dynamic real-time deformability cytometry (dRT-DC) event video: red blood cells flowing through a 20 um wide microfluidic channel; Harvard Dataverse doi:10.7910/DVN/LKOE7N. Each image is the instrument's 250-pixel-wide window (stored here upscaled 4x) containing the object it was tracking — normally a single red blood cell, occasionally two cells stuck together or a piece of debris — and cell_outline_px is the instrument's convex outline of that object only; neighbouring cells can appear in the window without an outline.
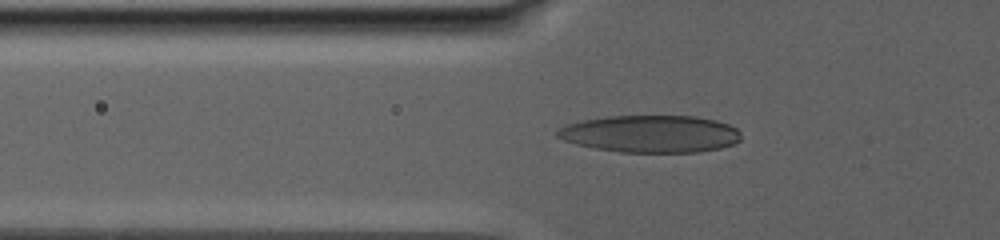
{"species": "human", "species_latin": "Homo sapiens", "temperature_condition": "warm", "stored_images_in_passage": 14, "camera_frame_rate_fps": 3000, "um_per_image_px": 0.085, "donor": {"sex": "male"}, "frame": {"image": 1, "passage_image": 2, "time_ms": 0.667, "image_size_px": [1000, 240], "cell_outline_px": [[740, 140], [732, 144], [720, 148], [696, 152], [620, 152], [596, 148], [576, 144], [564, 140], [556, 136], [556, 132], [560, 128], [568, 124], [584, 120], [608, 116], [696, 116], [716, 120], [728, 124], [736, 128], [740, 132]], "centroid_in_image_um": [55.31, 11.37], "position_along_channel_um": 70.5, "area_um2": 39.71}}
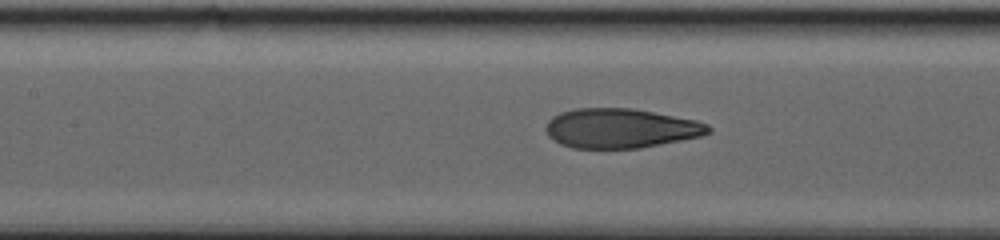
{"frame": {"image": 2, "passage_image": 7, "time_ms": 4.0, "image_size_px": [1000, 240], "cell_outline_px": [[712, 132], [700, 136], [640, 148], [572, 148], [560, 144], [552, 140], [548, 136], [544, 128], [548, 120], [552, 116], [560, 112], [576, 108], [628, 108], [652, 112], [696, 120], [708, 124], [712, 128]], "centroid_in_image_um": [52.7, 10.91], "position_along_channel_um": 154.7, "area_um2": 37.51}}
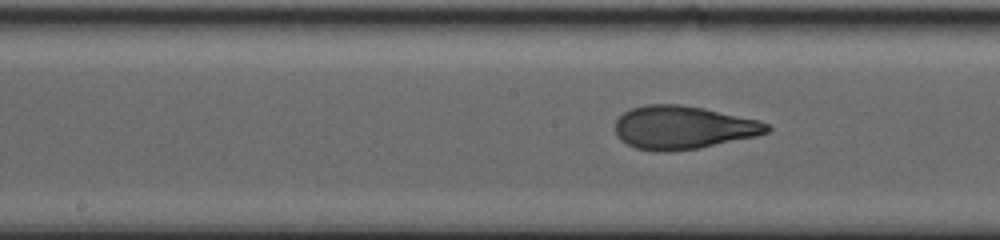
{"frame": {"image": 3, "passage_image": 12, "time_ms": 5.333, "image_size_px": [1000, 240], "cell_outline_px": [[772, 128], [768, 132], [756, 136], [700, 148], [672, 152], [656, 152], [636, 148], [620, 140], [616, 136], [616, 120], [624, 112], [632, 108], [648, 104], [680, 104], [704, 108], [760, 120], [768, 124]], "centroid_in_image_um": [58.07, 10.84], "position_along_channel_um": 190.1, "area_um2": 38.49}}